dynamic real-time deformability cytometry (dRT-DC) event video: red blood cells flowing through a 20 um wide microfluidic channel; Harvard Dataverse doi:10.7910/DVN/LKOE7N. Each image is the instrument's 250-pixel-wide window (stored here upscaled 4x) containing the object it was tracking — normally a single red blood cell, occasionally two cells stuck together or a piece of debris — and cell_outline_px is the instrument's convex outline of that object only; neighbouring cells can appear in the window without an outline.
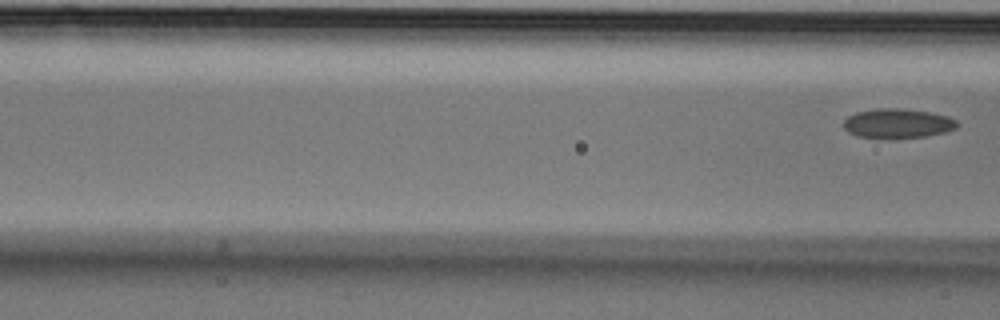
{"species": "Egyptian fruit bat (a non-hibernating species)", "species_latin": "Rousettus aegyptiacus", "temperature_condition": "cold", "stored_images_in_passage": 3, "segment_of_instrument_passage": [2, 2], "camera_frame_rate_fps": 3000, "um_per_image_px": 0.085, "animal": {"sex": "male"}, "frame": {"image": 1, "passage_image": 3, "time_ms": 0.667, "image_size_px": [1000, 320], "cell_outline_px": [[960, 124], [956, 128], [944, 132], [928, 136], [856, 136], [848, 132], [844, 128], [844, 120], [848, 116], [856, 112], [880, 108], [896, 108], [932, 112], [948, 116], [956, 120]], "centroid_in_image_um": [76.33, 10.45], "position_along_channel_um": 90.3, "area_um2": 18.96}}